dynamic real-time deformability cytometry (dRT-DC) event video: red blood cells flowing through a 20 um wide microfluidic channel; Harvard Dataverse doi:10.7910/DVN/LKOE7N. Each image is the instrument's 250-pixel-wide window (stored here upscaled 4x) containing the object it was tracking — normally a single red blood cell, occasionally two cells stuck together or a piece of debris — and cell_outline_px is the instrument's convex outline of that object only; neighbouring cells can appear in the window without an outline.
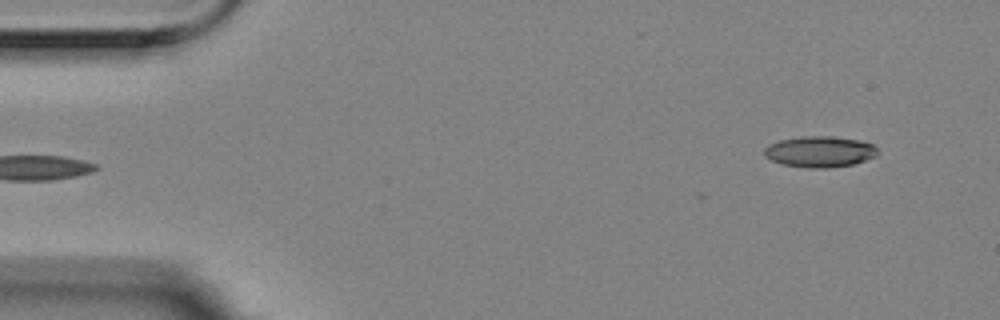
{"species": "Egyptian fruit bat (a non-hibernating species)", "species_latin": "Rousettus aegyptiacus", "temperature_condition": "room temperature", "stored_images_in_passage": 6, "camera_frame_rate_fps": 3000, "um_per_image_px": 0.085, "animal": {"sex": "female"}, "frame": {"image": 1, "passage_image": 6, "time_ms": 1.667, "image_size_px": [1000, 320], "cell_outline_px": [[880, 152], [876, 156], [852, 164], [828, 168], [808, 168], [784, 164], [772, 160], [764, 156], [764, 148], [768, 144], [780, 140], [800, 136], [832, 136], [860, 140], [872, 144]], "centroid_in_image_um": [69.67, 12.88], "position_along_channel_um": 15.3, "area_um2": 20.52}}